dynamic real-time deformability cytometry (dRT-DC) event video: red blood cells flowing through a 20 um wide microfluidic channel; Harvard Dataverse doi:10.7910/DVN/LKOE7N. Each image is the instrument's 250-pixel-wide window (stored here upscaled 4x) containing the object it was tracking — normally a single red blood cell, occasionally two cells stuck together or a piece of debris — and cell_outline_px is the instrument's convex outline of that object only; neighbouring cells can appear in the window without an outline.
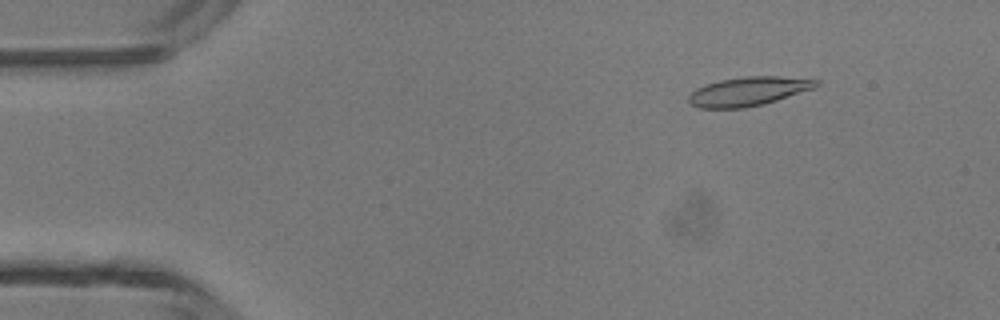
{"species": "common noctule bat (a hibernating species)", "species_latin": "Nyctalus noctula", "temperature_condition": "room temperature", "stored_images_in_passage": 47, "camera_frame_rate_fps": 3000, "um_per_image_px": 0.085, "animal": {"sex": "male", "body_mass_g": 13.3}, "frame": {"image": 1, "passage_image": 6, "time_ms": 1.667, "image_size_px": [1000, 320], "cell_outline_px": [[820, 84], [812, 88], [764, 104], [744, 108], [700, 108], [692, 104], [688, 100], [688, 96], [696, 88], [704, 84], [720, 80], [744, 76], [780, 76], [820, 80]], "centroid_in_image_um": [63.58, 7.76], "position_along_channel_um": 21.4, "area_um2": 21.39}}
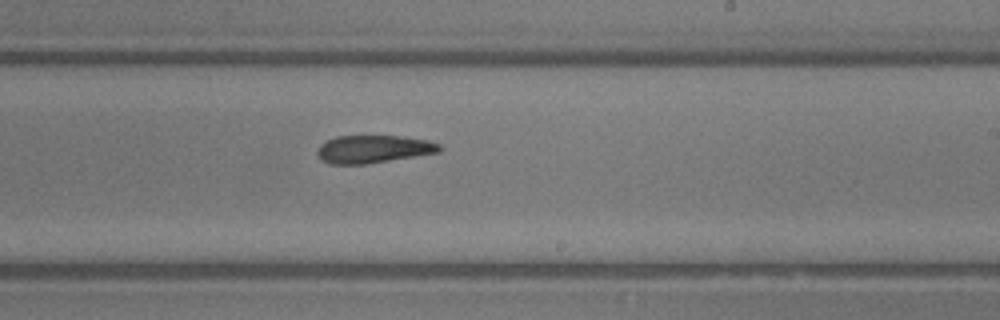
{"frame": {"image": 2, "passage_image": 28, "time_ms": 9.0, "image_size_px": [1000, 320], "cell_outline_px": [[444, 148], [440, 152], [364, 164], [332, 164], [324, 160], [316, 152], [320, 144], [336, 136], [396, 136], [428, 140], [440, 144]], "centroid_in_image_um": [31.77, 12.66], "position_along_channel_um": 257.2, "area_um2": 19.54}}
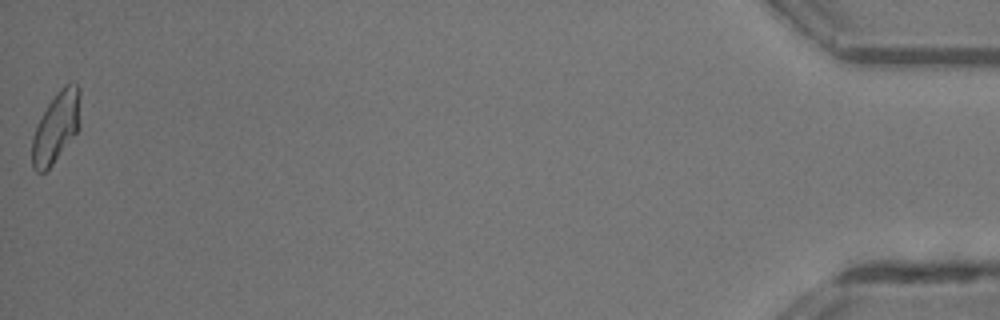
{"frame": {"image": 3, "passage_image": 47, "time_ms": 15.333, "image_size_px": [1000, 320], "cell_outline_px": [[80, 128], [52, 164], [44, 172], [36, 172], [32, 168], [32, 136], [36, 124], [48, 104], [60, 88], [64, 84], [72, 80], [76, 80], [80, 88]], "centroid_in_image_um": [4.79, 10.75], "position_along_channel_um": 430.4, "area_um2": 20.17}, "authors_computed_cell_mechanics": {"area_um2": 20.8658, "velocity_mm_per_s": 4.3725, "shape_relaxation_time_tau1_ms": 7.4441, "shape_relaxation_time_tau2_ms": 3.7321, "deformation_change_tau1": 0.1988, "deformation_change_tau2": 0.1169}}